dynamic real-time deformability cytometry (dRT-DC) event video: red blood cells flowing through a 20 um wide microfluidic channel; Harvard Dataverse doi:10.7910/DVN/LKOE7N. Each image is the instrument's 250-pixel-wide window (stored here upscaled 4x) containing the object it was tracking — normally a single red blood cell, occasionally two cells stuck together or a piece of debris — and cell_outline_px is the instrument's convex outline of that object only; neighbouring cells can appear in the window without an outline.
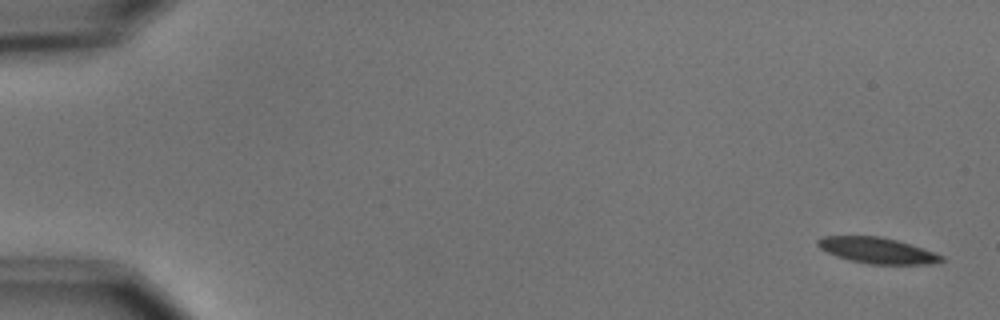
{"species": "common noctule bat (a hibernating species)", "species_latin": "Nyctalus noctula", "temperature_condition": "cold", "stored_images_in_passage": 6, "camera_frame_rate_fps": 3000, "um_per_image_px": 0.085, "animal": {"sex": "male", "body_mass_g": 15.6}, "frame": {"image": 1, "passage_image": 1, "time_ms": 0.0, "image_size_px": [1000, 320], "cell_outline_px": [[944, 260], [932, 264], [868, 264], [848, 260], [836, 256], [820, 248], [816, 244], [816, 240], [824, 236], [880, 236], [896, 240], [924, 248], [936, 252], [944, 256]], "centroid_in_image_um": [74.58, 21.29], "position_along_channel_um": 10.4, "area_um2": 18.79}}
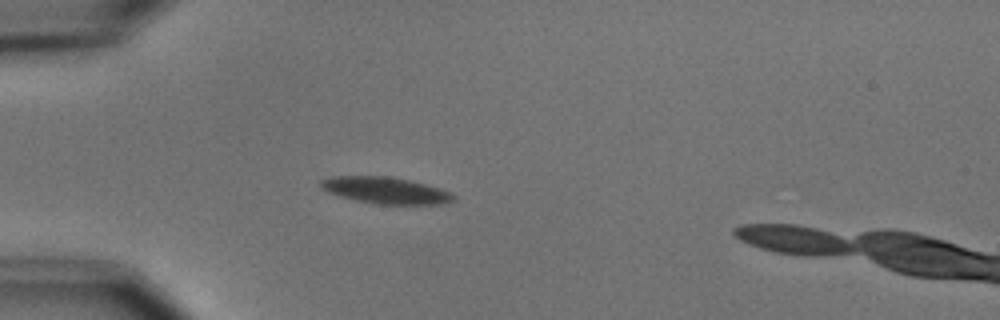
{"frame": {"image": 2, "passage_image": 5, "time_ms": 4.667, "image_size_px": [1000, 320], "cell_outline_px": [[456, 200], [444, 204], [376, 204], [356, 200], [340, 196], [328, 192], [320, 188], [320, 180], [332, 176], [388, 176], [408, 180], [440, 188], [452, 192], [456, 196]], "centroid_in_image_um": [32.79, 16.18], "position_along_channel_um": 52.2, "area_um2": 20.63}}